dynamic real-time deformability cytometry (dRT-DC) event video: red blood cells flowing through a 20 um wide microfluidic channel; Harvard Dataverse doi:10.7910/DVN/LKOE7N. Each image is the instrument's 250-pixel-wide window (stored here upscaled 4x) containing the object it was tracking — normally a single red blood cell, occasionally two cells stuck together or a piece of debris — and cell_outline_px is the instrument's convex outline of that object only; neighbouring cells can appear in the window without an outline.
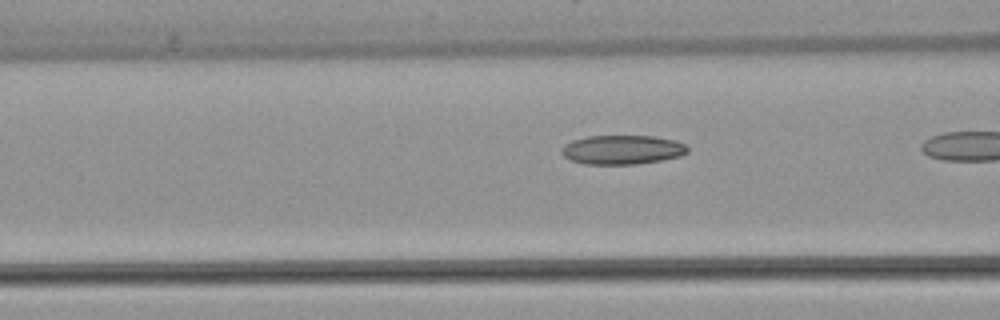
{"species": "common noctule bat (a hibernating species)", "species_latin": "Nyctalus noctula", "temperature_condition": "warm", "stored_images_in_passage": 14, "camera_frame_rate_fps": 3000, "um_per_image_px": 0.085, "animal": {"sex": "female", "body_mass_g": 22.7, "forearm_length_mm": 54.2}, "frame": {"image": 1, "passage_image": 12, "time_ms": 3.667, "image_size_px": [1000, 320], "cell_outline_px": [[688, 152], [680, 156], [660, 160], [636, 164], [584, 164], [572, 160], [564, 156], [560, 152], [560, 148], [564, 144], [572, 140], [588, 136], [652, 136], [676, 140], [684, 144], [688, 148]], "centroid_in_image_um": [52.87, 12.72], "position_along_channel_um": 113.7, "area_um2": 21.44}}